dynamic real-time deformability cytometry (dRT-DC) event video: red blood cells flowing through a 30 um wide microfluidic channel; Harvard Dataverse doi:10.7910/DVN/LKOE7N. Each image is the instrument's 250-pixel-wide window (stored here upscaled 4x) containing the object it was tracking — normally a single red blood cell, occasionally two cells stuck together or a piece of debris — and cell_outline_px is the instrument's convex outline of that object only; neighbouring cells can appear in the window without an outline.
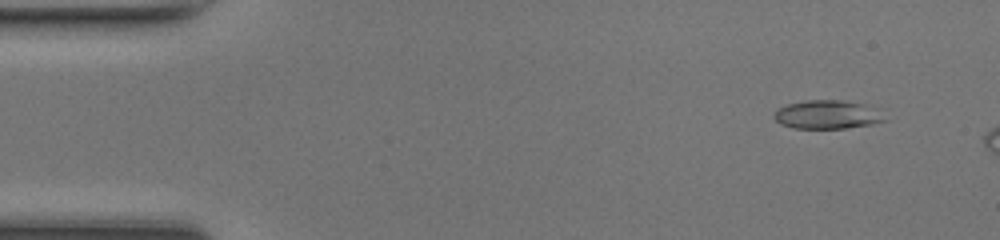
{"species": "common noctule bat (a hibernating species)", "species_latin": "Nyctalus noctula", "temperature_condition": "room temperature", "stored_images_in_passage": 10, "camera_frame_rate_fps": 3000, "um_per_image_px": 0.085, "animal": {"sex": "female", "body_mass_g": 17.0, "forearm_length_mm": 48.0}, "frame": {"image": 1, "passage_image": 4, "time_ms": 1.0, "image_size_px": [1000, 240], "cell_outline_px": [[888, 120], [872, 124], [848, 128], [792, 128], [780, 124], [772, 116], [780, 108], [788, 104], [804, 100], [840, 100], [864, 104], [884, 108]], "centroid_in_image_um": [70.45, 9.73], "position_along_channel_um": 14.6, "area_um2": 18.9}}